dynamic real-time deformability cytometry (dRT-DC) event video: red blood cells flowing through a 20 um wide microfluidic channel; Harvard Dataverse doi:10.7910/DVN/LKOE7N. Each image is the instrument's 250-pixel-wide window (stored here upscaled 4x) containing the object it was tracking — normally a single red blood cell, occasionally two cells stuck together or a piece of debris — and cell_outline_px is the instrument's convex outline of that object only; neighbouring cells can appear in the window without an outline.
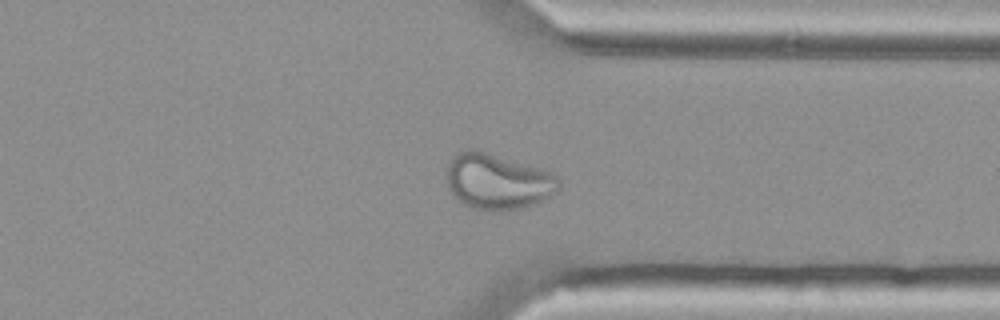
{"species": "Egyptian fruit bat (a non-hibernating species)", "species_latin": "Rousettus aegyptiacus", "temperature_condition": "cold", "stored_images_in_passage": 49, "camera_frame_rate_fps": 3000, "um_per_image_px": 0.085, "animal": {"sex": "female"}, "frame": {"image": 1, "passage_image": 35, "time_ms": 11.333, "image_size_px": [1000, 320], "cell_outline_px": [[560, 188], [556, 192], [536, 204], [520, 208], [496, 212], [492, 212], [468, 208], [456, 200], [452, 196], [448, 188], [448, 164], [452, 156], [460, 152], [472, 148], [536, 168], [548, 172], [556, 176], [560, 180]], "centroid_in_image_um": [42.25, 15.48], "position_along_channel_um": 369.1, "area_um2": 36.3}}
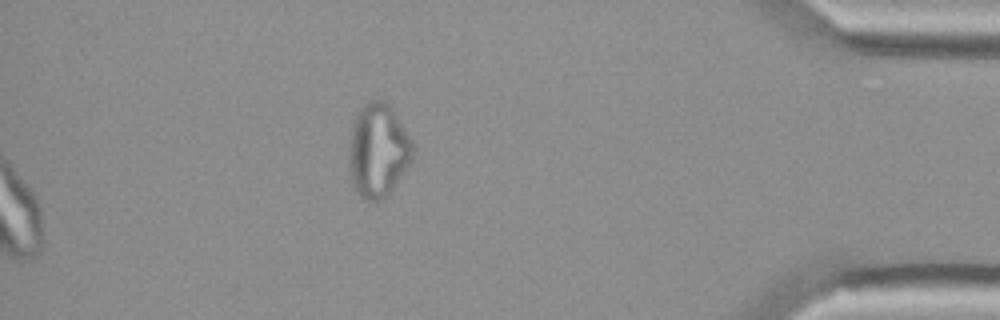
{"frame": {"image": 2, "passage_image": 49, "time_ms": 16.0, "image_size_px": [1000, 320], "cell_outline_px": [[412, 160], [388, 196], [380, 200], [364, 200], [356, 192], [348, 168], [348, 148], [352, 128], [356, 116], [364, 104], [372, 100], [384, 100], [392, 108], [412, 140]], "centroid_in_image_um": [32.12, 12.81], "position_along_channel_um": 403.1, "area_um2": 34.8}}